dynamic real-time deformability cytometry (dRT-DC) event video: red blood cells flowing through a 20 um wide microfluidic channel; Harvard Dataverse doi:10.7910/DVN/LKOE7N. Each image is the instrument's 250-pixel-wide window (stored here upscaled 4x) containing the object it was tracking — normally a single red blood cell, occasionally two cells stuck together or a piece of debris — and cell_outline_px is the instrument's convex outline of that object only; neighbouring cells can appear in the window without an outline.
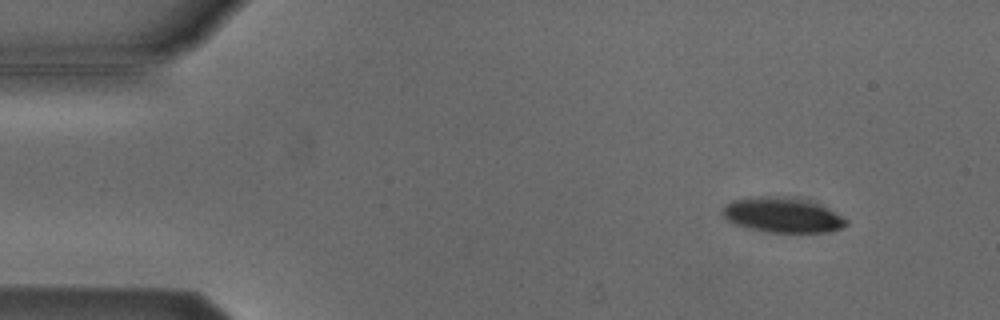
{"species": "Egyptian fruit bat (a non-hibernating species)", "species_latin": "Rousettus aegyptiacus", "temperature_condition": "cold", "stored_images_in_passage": 49, "camera_frame_rate_fps": 3000, "um_per_image_px": 0.085, "animal": {"sex": "male"}, "frame": {"image": 1, "passage_image": 1, "time_ms": 0.0, "image_size_px": [1000, 320], "cell_outline_px": [[848, 224], [840, 228], [824, 232], [768, 232], [748, 228], [736, 224], [728, 220], [724, 216], [720, 208], [724, 204], [732, 200], [752, 196], [796, 196], [820, 204], [828, 208], [848, 220]], "centroid_in_image_um": [66.48, 18.24], "position_along_channel_um": 18.5, "area_um2": 25.55}}
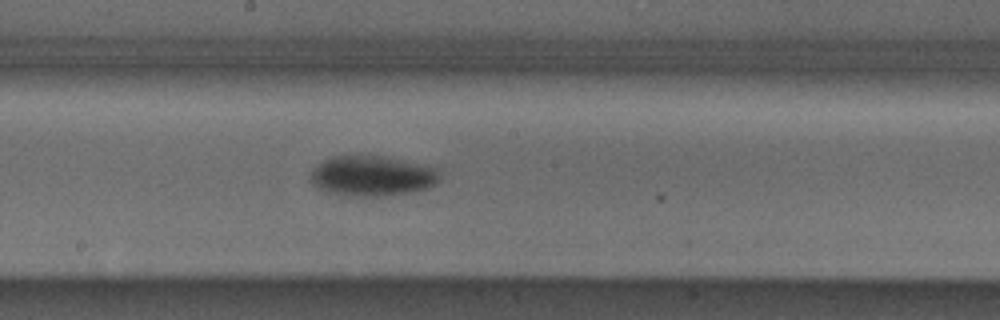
{"frame": {"image": 2, "passage_image": 24, "time_ms": 7.667, "image_size_px": [1000, 320], "cell_outline_px": [[440, 176], [436, 184], [428, 188], [416, 192], [384, 196], [352, 196], [332, 192], [316, 188], [308, 180], [312, 172], [324, 160], [332, 156], [384, 156], [428, 164], [440, 168]], "centroid_in_image_um": [31.72, 14.95], "position_along_channel_um": 216.5, "area_um2": 30.75}}
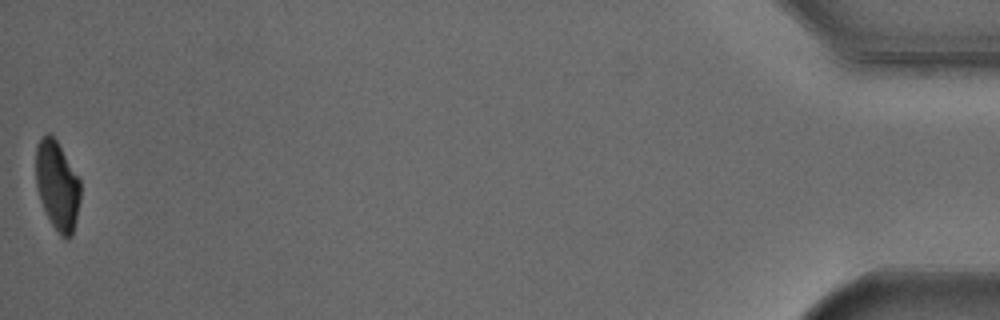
{"frame": {"image": 3, "passage_image": 49, "time_ms": 16.0, "image_size_px": [1000, 320], "cell_outline_px": [[80, 200], [72, 236], [60, 236], [52, 224], [40, 200], [36, 188], [36, 144], [48, 132], [56, 140], [80, 180]], "centroid_in_image_um": [4.86, 15.76], "position_along_channel_um": 430.3, "area_um2": 22.77}, "authors_computed_cell_mechanics": {"area_um2": 28.2642, "velocity_mm_per_s": 3.7926, "shape_relaxation_time_tau1_ms": 2.7666, "shape_relaxation_time_tau2_ms": null, "deformation_change_tau1": 0.1167, "deformation_change_tau2": null}}